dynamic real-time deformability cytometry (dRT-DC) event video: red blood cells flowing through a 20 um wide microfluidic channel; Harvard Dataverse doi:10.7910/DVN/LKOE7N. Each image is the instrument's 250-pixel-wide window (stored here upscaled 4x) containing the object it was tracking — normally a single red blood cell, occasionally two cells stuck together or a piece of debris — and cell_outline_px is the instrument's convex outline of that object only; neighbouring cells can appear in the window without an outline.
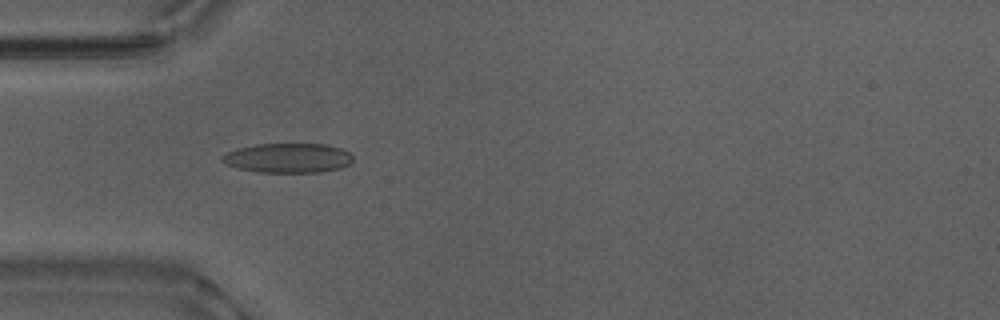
{"species": "Egyptian fruit bat (a non-hibernating species)", "species_latin": "Rousettus aegyptiacus", "temperature_condition": "warm", "stored_images_in_passage": 44, "camera_frame_rate_fps": 3000, "um_per_image_px": 0.085, "animal": {"sex": "male"}, "frame": {"image": 1, "passage_image": 7, "time_ms": 2.0, "image_size_px": [1000, 320], "cell_outline_px": [[352, 160], [348, 164], [340, 168], [320, 172], [260, 172], [236, 168], [220, 160], [228, 152], [236, 148], [256, 144], [324, 144], [340, 148], [348, 152], [352, 156]], "centroid_in_image_um": [24.47, 13.43], "position_along_channel_um": 60.5, "area_um2": 22.31}}
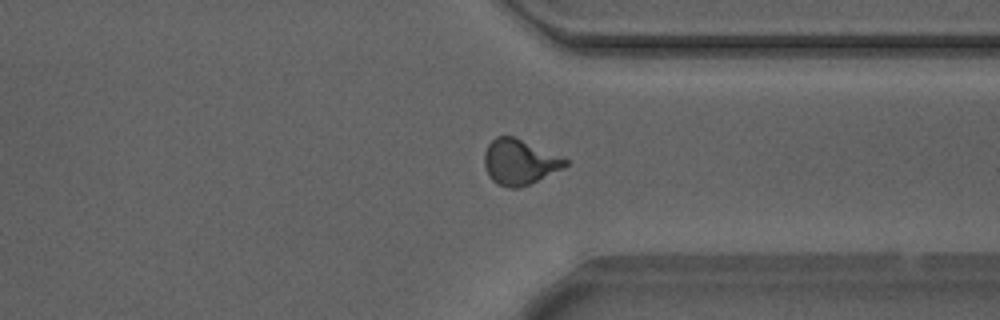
{"frame": {"image": 2, "passage_image": 31, "time_ms": 10.0, "image_size_px": [1000, 320], "cell_outline_px": [[568, 164], [564, 168], [528, 184], [516, 188], [508, 188], [496, 184], [488, 176], [484, 168], [484, 152], [488, 144], [496, 136], [512, 136], [568, 160]], "centroid_in_image_um": [44.1, 13.78], "position_along_channel_um": 367.3, "area_um2": 21.1}}
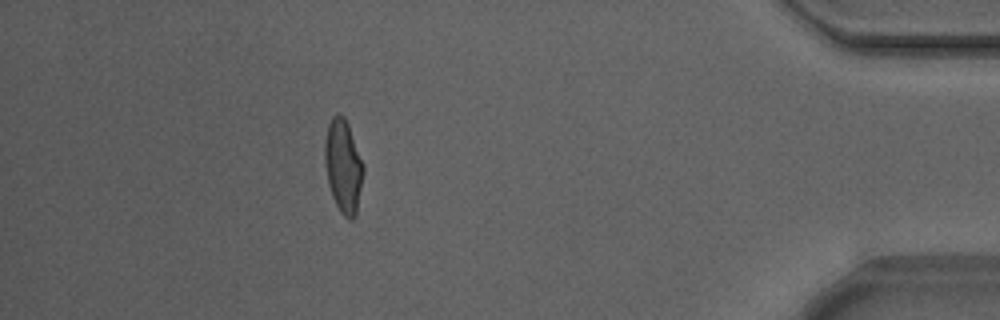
{"frame": {"image": 3, "passage_image": 38, "time_ms": 12.333, "image_size_px": [1000, 320], "cell_outline_px": [[364, 172], [356, 216], [352, 220], [348, 220], [340, 212], [332, 196], [328, 184], [324, 160], [324, 144], [328, 124], [332, 116], [336, 112], [340, 112], [344, 116], [348, 124], [364, 164]], "centroid_in_image_um": [29.18, 14.11], "position_along_channel_um": 406.0, "area_um2": 21.33}, "authors_computed_cell_mechanics": {"area_um2": 20.808, "velocity_mm_per_s": 3.8727, "shape_relaxation_time_tau1_ms": 5.1955, "shape_relaxation_time_tau2_ms": 0.9, "deformation_change_tau1": 0.1763, "deformation_change_tau2": 0.064}}